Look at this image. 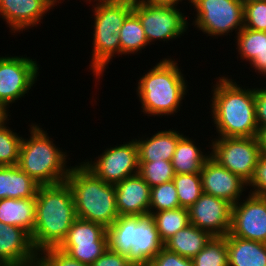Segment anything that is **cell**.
I'll list each match as a JSON object with an SVG mask.
<instances>
[{
    "label": "cell",
    "mask_w": 266,
    "mask_h": 266,
    "mask_svg": "<svg viewBox=\"0 0 266 266\" xmlns=\"http://www.w3.org/2000/svg\"><path fill=\"white\" fill-rule=\"evenodd\" d=\"M215 79L209 107L217 137H255L258 125L254 87L246 89L229 76Z\"/></svg>",
    "instance_id": "1"
},
{
    "label": "cell",
    "mask_w": 266,
    "mask_h": 266,
    "mask_svg": "<svg viewBox=\"0 0 266 266\" xmlns=\"http://www.w3.org/2000/svg\"><path fill=\"white\" fill-rule=\"evenodd\" d=\"M35 224L31 240L40 253L58 247L77 219L72 191L66 182L39 186L36 194Z\"/></svg>",
    "instance_id": "2"
},
{
    "label": "cell",
    "mask_w": 266,
    "mask_h": 266,
    "mask_svg": "<svg viewBox=\"0 0 266 266\" xmlns=\"http://www.w3.org/2000/svg\"><path fill=\"white\" fill-rule=\"evenodd\" d=\"M178 65L167 57L140 76L136 94L145 116H171L180 111L189 86Z\"/></svg>",
    "instance_id": "3"
},
{
    "label": "cell",
    "mask_w": 266,
    "mask_h": 266,
    "mask_svg": "<svg viewBox=\"0 0 266 266\" xmlns=\"http://www.w3.org/2000/svg\"><path fill=\"white\" fill-rule=\"evenodd\" d=\"M40 124L28 125L30 138L23 137L17 166L40 186L63 183L72 167L67 165L69 155L56 146Z\"/></svg>",
    "instance_id": "4"
},
{
    "label": "cell",
    "mask_w": 266,
    "mask_h": 266,
    "mask_svg": "<svg viewBox=\"0 0 266 266\" xmlns=\"http://www.w3.org/2000/svg\"><path fill=\"white\" fill-rule=\"evenodd\" d=\"M65 182L72 191L77 218L107 229L119 217L115 186L96 177L81 162L71 167Z\"/></svg>",
    "instance_id": "5"
},
{
    "label": "cell",
    "mask_w": 266,
    "mask_h": 266,
    "mask_svg": "<svg viewBox=\"0 0 266 266\" xmlns=\"http://www.w3.org/2000/svg\"><path fill=\"white\" fill-rule=\"evenodd\" d=\"M88 1V2H87ZM91 4L94 16L93 48L89 69L99 82L109 62L120 55V29L126 17L133 11V0H86ZM107 67V68H106Z\"/></svg>",
    "instance_id": "6"
},
{
    "label": "cell",
    "mask_w": 266,
    "mask_h": 266,
    "mask_svg": "<svg viewBox=\"0 0 266 266\" xmlns=\"http://www.w3.org/2000/svg\"><path fill=\"white\" fill-rule=\"evenodd\" d=\"M108 248L134 266H147L164 247L156 223L148 216H119L106 230Z\"/></svg>",
    "instance_id": "7"
},
{
    "label": "cell",
    "mask_w": 266,
    "mask_h": 266,
    "mask_svg": "<svg viewBox=\"0 0 266 266\" xmlns=\"http://www.w3.org/2000/svg\"><path fill=\"white\" fill-rule=\"evenodd\" d=\"M196 11L192 25L207 37L218 39L244 27L243 0H190Z\"/></svg>",
    "instance_id": "8"
},
{
    "label": "cell",
    "mask_w": 266,
    "mask_h": 266,
    "mask_svg": "<svg viewBox=\"0 0 266 266\" xmlns=\"http://www.w3.org/2000/svg\"><path fill=\"white\" fill-rule=\"evenodd\" d=\"M210 157L247 183L253 178L261 155L255 137H216L211 140Z\"/></svg>",
    "instance_id": "9"
},
{
    "label": "cell",
    "mask_w": 266,
    "mask_h": 266,
    "mask_svg": "<svg viewBox=\"0 0 266 266\" xmlns=\"http://www.w3.org/2000/svg\"><path fill=\"white\" fill-rule=\"evenodd\" d=\"M133 12L141 21L149 46L157 40L165 43L181 38L189 26L186 15L177 6L150 5L133 0Z\"/></svg>",
    "instance_id": "10"
},
{
    "label": "cell",
    "mask_w": 266,
    "mask_h": 266,
    "mask_svg": "<svg viewBox=\"0 0 266 266\" xmlns=\"http://www.w3.org/2000/svg\"><path fill=\"white\" fill-rule=\"evenodd\" d=\"M40 65L23 56L0 57V105L8 112L10 104L26 96L39 76Z\"/></svg>",
    "instance_id": "11"
},
{
    "label": "cell",
    "mask_w": 266,
    "mask_h": 266,
    "mask_svg": "<svg viewBox=\"0 0 266 266\" xmlns=\"http://www.w3.org/2000/svg\"><path fill=\"white\" fill-rule=\"evenodd\" d=\"M97 159V160H96ZM94 161L81 162L105 183L116 185L139 170L138 146L135 139L115 147L105 148Z\"/></svg>",
    "instance_id": "12"
},
{
    "label": "cell",
    "mask_w": 266,
    "mask_h": 266,
    "mask_svg": "<svg viewBox=\"0 0 266 266\" xmlns=\"http://www.w3.org/2000/svg\"><path fill=\"white\" fill-rule=\"evenodd\" d=\"M106 230L99 223L77 218L58 248L91 266L108 248Z\"/></svg>",
    "instance_id": "13"
},
{
    "label": "cell",
    "mask_w": 266,
    "mask_h": 266,
    "mask_svg": "<svg viewBox=\"0 0 266 266\" xmlns=\"http://www.w3.org/2000/svg\"><path fill=\"white\" fill-rule=\"evenodd\" d=\"M232 205L230 234L266 243V197L248 193Z\"/></svg>",
    "instance_id": "14"
},
{
    "label": "cell",
    "mask_w": 266,
    "mask_h": 266,
    "mask_svg": "<svg viewBox=\"0 0 266 266\" xmlns=\"http://www.w3.org/2000/svg\"><path fill=\"white\" fill-rule=\"evenodd\" d=\"M190 224L209 232L212 236L230 233L232 204L222 198L202 193L188 208Z\"/></svg>",
    "instance_id": "15"
},
{
    "label": "cell",
    "mask_w": 266,
    "mask_h": 266,
    "mask_svg": "<svg viewBox=\"0 0 266 266\" xmlns=\"http://www.w3.org/2000/svg\"><path fill=\"white\" fill-rule=\"evenodd\" d=\"M203 193L227 200L234 205L241 200L248 183L219 165L211 157L200 172Z\"/></svg>",
    "instance_id": "16"
},
{
    "label": "cell",
    "mask_w": 266,
    "mask_h": 266,
    "mask_svg": "<svg viewBox=\"0 0 266 266\" xmlns=\"http://www.w3.org/2000/svg\"><path fill=\"white\" fill-rule=\"evenodd\" d=\"M55 6L51 0H0V16L11 28L9 32L20 33L40 25Z\"/></svg>",
    "instance_id": "17"
},
{
    "label": "cell",
    "mask_w": 266,
    "mask_h": 266,
    "mask_svg": "<svg viewBox=\"0 0 266 266\" xmlns=\"http://www.w3.org/2000/svg\"><path fill=\"white\" fill-rule=\"evenodd\" d=\"M38 256L26 230L0 221V263L36 266Z\"/></svg>",
    "instance_id": "18"
},
{
    "label": "cell",
    "mask_w": 266,
    "mask_h": 266,
    "mask_svg": "<svg viewBox=\"0 0 266 266\" xmlns=\"http://www.w3.org/2000/svg\"><path fill=\"white\" fill-rule=\"evenodd\" d=\"M114 186L119 216L149 215L151 188L138 173Z\"/></svg>",
    "instance_id": "19"
},
{
    "label": "cell",
    "mask_w": 266,
    "mask_h": 266,
    "mask_svg": "<svg viewBox=\"0 0 266 266\" xmlns=\"http://www.w3.org/2000/svg\"><path fill=\"white\" fill-rule=\"evenodd\" d=\"M184 136L177 130H161L151 137L135 138L139 162L172 161L178 141ZM145 138V139H144Z\"/></svg>",
    "instance_id": "20"
},
{
    "label": "cell",
    "mask_w": 266,
    "mask_h": 266,
    "mask_svg": "<svg viewBox=\"0 0 266 266\" xmlns=\"http://www.w3.org/2000/svg\"><path fill=\"white\" fill-rule=\"evenodd\" d=\"M234 38L240 59L248 61L257 74L266 78V32L243 27Z\"/></svg>",
    "instance_id": "21"
},
{
    "label": "cell",
    "mask_w": 266,
    "mask_h": 266,
    "mask_svg": "<svg viewBox=\"0 0 266 266\" xmlns=\"http://www.w3.org/2000/svg\"><path fill=\"white\" fill-rule=\"evenodd\" d=\"M228 266H266V243L226 235Z\"/></svg>",
    "instance_id": "22"
},
{
    "label": "cell",
    "mask_w": 266,
    "mask_h": 266,
    "mask_svg": "<svg viewBox=\"0 0 266 266\" xmlns=\"http://www.w3.org/2000/svg\"><path fill=\"white\" fill-rule=\"evenodd\" d=\"M39 186L17 165L0 166V199L35 198Z\"/></svg>",
    "instance_id": "23"
},
{
    "label": "cell",
    "mask_w": 266,
    "mask_h": 266,
    "mask_svg": "<svg viewBox=\"0 0 266 266\" xmlns=\"http://www.w3.org/2000/svg\"><path fill=\"white\" fill-rule=\"evenodd\" d=\"M35 208L36 198L0 199V221L21 227L31 235L35 224Z\"/></svg>",
    "instance_id": "24"
},
{
    "label": "cell",
    "mask_w": 266,
    "mask_h": 266,
    "mask_svg": "<svg viewBox=\"0 0 266 266\" xmlns=\"http://www.w3.org/2000/svg\"><path fill=\"white\" fill-rule=\"evenodd\" d=\"M213 236L192 224L175 233L164 243V248L182 257L192 259L210 241Z\"/></svg>",
    "instance_id": "25"
},
{
    "label": "cell",
    "mask_w": 266,
    "mask_h": 266,
    "mask_svg": "<svg viewBox=\"0 0 266 266\" xmlns=\"http://www.w3.org/2000/svg\"><path fill=\"white\" fill-rule=\"evenodd\" d=\"M195 143V144H194ZM205 154V155H204ZM210 154L203 152L196 145L195 139L184 135L177 144L172 158V166L175 174L200 173Z\"/></svg>",
    "instance_id": "26"
},
{
    "label": "cell",
    "mask_w": 266,
    "mask_h": 266,
    "mask_svg": "<svg viewBox=\"0 0 266 266\" xmlns=\"http://www.w3.org/2000/svg\"><path fill=\"white\" fill-rule=\"evenodd\" d=\"M119 35L121 56L138 54L149 45L141 21L133 11L123 22Z\"/></svg>",
    "instance_id": "27"
},
{
    "label": "cell",
    "mask_w": 266,
    "mask_h": 266,
    "mask_svg": "<svg viewBox=\"0 0 266 266\" xmlns=\"http://www.w3.org/2000/svg\"><path fill=\"white\" fill-rule=\"evenodd\" d=\"M149 215L155 221L159 237L163 243L190 224L188 208L184 207L149 212Z\"/></svg>",
    "instance_id": "28"
},
{
    "label": "cell",
    "mask_w": 266,
    "mask_h": 266,
    "mask_svg": "<svg viewBox=\"0 0 266 266\" xmlns=\"http://www.w3.org/2000/svg\"><path fill=\"white\" fill-rule=\"evenodd\" d=\"M192 261L194 266H228L226 236H213Z\"/></svg>",
    "instance_id": "29"
},
{
    "label": "cell",
    "mask_w": 266,
    "mask_h": 266,
    "mask_svg": "<svg viewBox=\"0 0 266 266\" xmlns=\"http://www.w3.org/2000/svg\"><path fill=\"white\" fill-rule=\"evenodd\" d=\"M9 120L8 117L0 124V166L17 165L23 140V136L9 128Z\"/></svg>",
    "instance_id": "30"
},
{
    "label": "cell",
    "mask_w": 266,
    "mask_h": 266,
    "mask_svg": "<svg viewBox=\"0 0 266 266\" xmlns=\"http://www.w3.org/2000/svg\"><path fill=\"white\" fill-rule=\"evenodd\" d=\"M180 207L189 208L203 193L200 173L175 174L173 178Z\"/></svg>",
    "instance_id": "31"
},
{
    "label": "cell",
    "mask_w": 266,
    "mask_h": 266,
    "mask_svg": "<svg viewBox=\"0 0 266 266\" xmlns=\"http://www.w3.org/2000/svg\"><path fill=\"white\" fill-rule=\"evenodd\" d=\"M138 174L150 188L173 180L175 173L172 162L161 160L154 162H139Z\"/></svg>",
    "instance_id": "32"
},
{
    "label": "cell",
    "mask_w": 266,
    "mask_h": 266,
    "mask_svg": "<svg viewBox=\"0 0 266 266\" xmlns=\"http://www.w3.org/2000/svg\"><path fill=\"white\" fill-rule=\"evenodd\" d=\"M177 208H180V203L173 180L151 188L149 212Z\"/></svg>",
    "instance_id": "33"
},
{
    "label": "cell",
    "mask_w": 266,
    "mask_h": 266,
    "mask_svg": "<svg viewBox=\"0 0 266 266\" xmlns=\"http://www.w3.org/2000/svg\"><path fill=\"white\" fill-rule=\"evenodd\" d=\"M244 27L266 32V0L244 2Z\"/></svg>",
    "instance_id": "34"
},
{
    "label": "cell",
    "mask_w": 266,
    "mask_h": 266,
    "mask_svg": "<svg viewBox=\"0 0 266 266\" xmlns=\"http://www.w3.org/2000/svg\"><path fill=\"white\" fill-rule=\"evenodd\" d=\"M38 266H90L70 257L58 247H50L39 253Z\"/></svg>",
    "instance_id": "35"
},
{
    "label": "cell",
    "mask_w": 266,
    "mask_h": 266,
    "mask_svg": "<svg viewBox=\"0 0 266 266\" xmlns=\"http://www.w3.org/2000/svg\"><path fill=\"white\" fill-rule=\"evenodd\" d=\"M248 187H250L249 193L266 197V154L260 155L253 178L248 183Z\"/></svg>",
    "instance_id": "36"
},
{
    "label": "cell",
    "mask_w": 266,
    "mask_h": 266,
    "mask_svg": "<svg viewBox=\"0 0 266 266\" xmlns=\"http://www.w3.org/2000/svg\"><path fill=\"white\" fill-rule=\"evenodd\" d=\"M147 266H194V263L192 259L182 257L163 247L159 253L149 261Z\"/></svg>",
    "instance_id": "37"
},
{
    "label": "cell",
    "mask_w": 266,
    "mask_h": 266,
    "mask_svg": "<svg viewBox=\"0 0 266 266\" xmlns=\"http://www.w3.org/2000/svg\"><path fill=\"white\" fill-rule=\"evenodd\" d=\"M91 266H134L127 257L109 248Z\"/></svg>",
    "instance_id": "38"
},
{
    "label": "cell",
    "mask_w": 266,
    "mask_h": 266,
    "mask_svg": "<svg viewBox=\"0 0 266 266\" xmlns=\"http://www.w3.org/2000/svg\"><path fill=\"white\" fill-rule=\"evenodd\" d=\"M254 101L257 125L266 126V86L254 88Z\"/></svg>",
    "instance_id": "39"
},
{
    "label": "cell",
    "mask_w": 266,
    "mask_h": 266,
    "mask_svg": "<svg viewBox=\"0 0 266 266\" xmlns=\"http://www.w3.org/2000/svg\"><path fill=\"white\" fill-rule=\"evenodd\" d=\"M255 138L260 147L261 154H266V126L258 127Z\"/></svg>",
    "instance_id": "40"
},
{
    "label": "cell",
    "mask_w": 266,
    "mask_h": 266,
    "mask_svg": "<svg viewBox=\"0 0 266 266\" xmlns=\"http://www.w3.org/2000/svg\"><path fill=\"white\" fill-rule=\"evenodd\" d=\"M139 2H142V3H147V4H150V5H161V6H177L178 7V4L183 0H137ZM189 1L188 3L190 4V0H187Z\"/></svg>",
    "instance_id": "41"
},
{
    "label": "cell",
    "mask_w": 266,
    "mask_h": 266,
    "mask_svg": "<svg viewBox=\"0 0 266 266\" xmlns=\"http://www.w3.org/2000/svg\"><path fill=\"white\" fill-rule=\"evenodd\" d=\"M0 105V124L4 122L10 114Z\"/></svg>",
    "instance_id": "42"
},
{
    "label": "cell",
    "mask_w": 266,
    "mask_h": 266,
    "mask_svg": "<svg viewBox=\"0 0 266 266\" xmlns=\"http://www.w3.org/2000/svg\"><path fill=\"white\" fill-rule=\"evenodd\" d=\"M0 266H21L18 264L0 263Z\"/></svg>",
    "instance_id": "43"
},
{
    "label": "cell",
    "mask_w": 266,
    "mask_h": 266,
    "mask_svg": "<svg viewBox=\"0 0 266 266\" xmlns=\"http://www.w3.org/2000/svg\"><path fill=\"white\" fill-rule=\"evenodd\" d=\"M56 3H61L62 1L61 0H54Z\"/></svg>",
    "instance_id": "44"
},
{
    "label": "cell",
    "mask_w": 266,
    "mask_h": 266,
    "mask_svg": "<svg viewBox=\"0 0 266 266\" xmlns=\"http://www.w3.org/2000/svg\"><path fill=\"white\" fill-rule=\"evenodd\" d=\"M250 1H254V0H243V2H250Z\"/></svg>",
    "instance_id": "45"
}]
</instances>
